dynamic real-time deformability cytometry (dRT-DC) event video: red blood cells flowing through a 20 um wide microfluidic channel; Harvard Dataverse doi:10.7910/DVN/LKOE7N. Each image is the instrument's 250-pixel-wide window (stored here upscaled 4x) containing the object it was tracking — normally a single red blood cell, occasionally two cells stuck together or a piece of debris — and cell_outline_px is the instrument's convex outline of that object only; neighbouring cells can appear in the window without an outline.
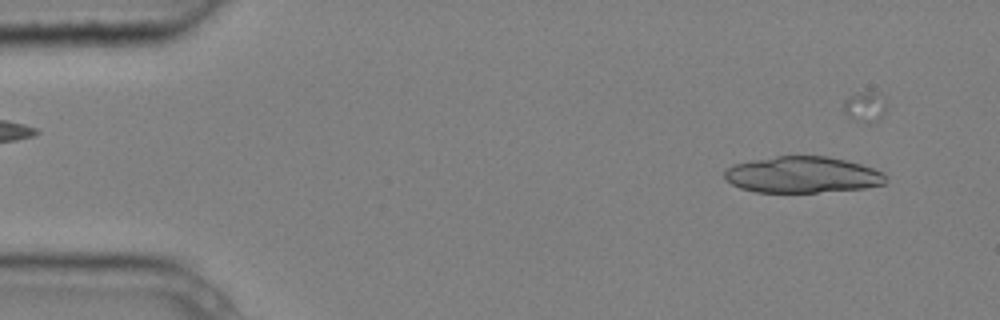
{"species": "common noctule bat (a hibernating species)", "species_latin": "Nyctalus noctula", "temperature_condition": "cold", "stored_images_in_passage": 4, "camera_frame_rate_fps": 3000, "um_per_image_px": 0.085, "animal": {"sex": "male", "body_mass_g": 20.4}, "frame": {"image": 1, "passage_image": 1, "time_ms": 0.0, "image_size_px": [1000, 320], "cell_outline_px": [[888, 180], [884, 184], [864, 188], [816, 192], [756, 192], [740, 188], [732, 184], [724, 176], [724, 172], [732, 164], [752, 160], [776, 156], [828, 156], [860, 164], [884, 172], [888, 176]], "centroid_in_image_um": [68.22, 14.85], "position_along_channel_um": 16.8, "area_um2": 34.1}}